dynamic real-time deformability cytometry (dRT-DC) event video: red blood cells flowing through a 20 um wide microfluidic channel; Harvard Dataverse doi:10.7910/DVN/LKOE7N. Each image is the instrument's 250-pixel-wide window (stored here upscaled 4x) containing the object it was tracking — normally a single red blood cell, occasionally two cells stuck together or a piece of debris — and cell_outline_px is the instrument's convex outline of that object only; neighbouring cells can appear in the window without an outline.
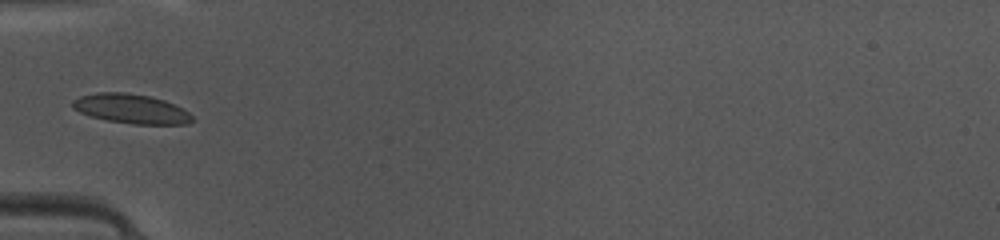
{"species": "common noctule bat (a hibernating species)", "species_latin": "Nyctalus noctula", "temperature_condition": "warm", "stored_images_in_passage": 33, "camera_frame_rate_fps": 3000, "um_per_image_px": 0.085, "animal": {"sex": "female", "body_mass_g": 10.0, "forearm_length_mm": 53.1}, "frame": {"image": 1, "passage_image": 1, "time_ms": 0.0, "image_size_px": [1000, 240], "cell_outline_px": [[192, 120], [188, 124], [132, 124], [108, 120], [92, 116], [80, 112], [72, 108], [72, 100], [80, 96], [96, 92], [124, 92], [148, 96], [164, 100], [188, 112], [192, 116]], "centroid_in_image_um": [11.11, 9.24], "position_along_channel_um": 73.9, "area_um2": 20.29}}
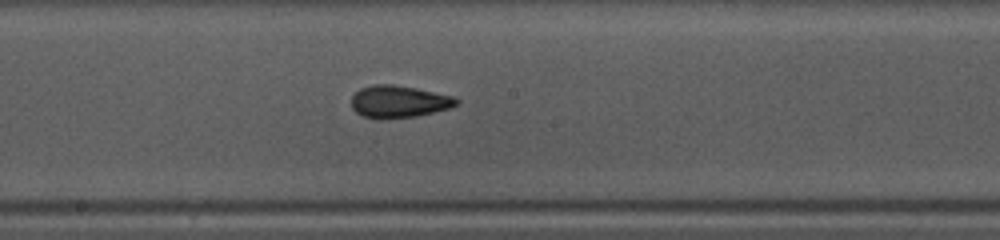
{"frame": {"image": 2, "passage_image": 11, "time_ms": 3.333, "image_size_px": [1000, 240], "cell_outline_px": [[460, 104], [452, 108], [416, 116], [376, 120], [364, 116], [356, 112], [352, 108], [352, 96], [360, 88], [372, 84], [392, 84], [416, 88], [452, 96], [460, 100]], "centroid_in_image_um": [33.91, 8.64], "position_along_channel_um": 214.3, "area_um2": 19.94}}
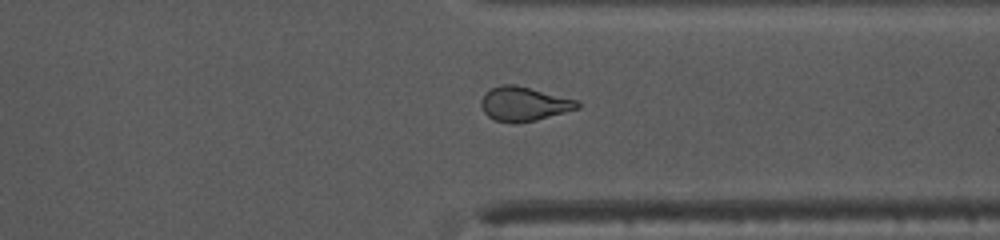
{"frame": {"image": 3, "passage_image": 22, "time_ms": 7.0, "image_size_px": [1000, 240], "cell_outline_px": [[580, 108], [536, 120], [516, 124], [512, 124], [496, 120], [488, 116], [484, 112], [480, 104], [480, 100], [492, 88], [504, 84], [516, 84], [576, 100], [580, 104]], "centroid_in_image_um": [44.52, 8.85], "position_along_channel_um": 366.9, "area_um2": 19.07}, "authors_computed_cell_mechanics": {"area_um2": 19.652, "velocity_mm_per_s": 4.1648, "shape_relaxation_time_tau1_ms": 2.7065, "shape_relaxation_time_tau2_ms": 1.2413, "deformation_change_tau1": 0.1384, "deformation_change_tau2": 0.0813}}